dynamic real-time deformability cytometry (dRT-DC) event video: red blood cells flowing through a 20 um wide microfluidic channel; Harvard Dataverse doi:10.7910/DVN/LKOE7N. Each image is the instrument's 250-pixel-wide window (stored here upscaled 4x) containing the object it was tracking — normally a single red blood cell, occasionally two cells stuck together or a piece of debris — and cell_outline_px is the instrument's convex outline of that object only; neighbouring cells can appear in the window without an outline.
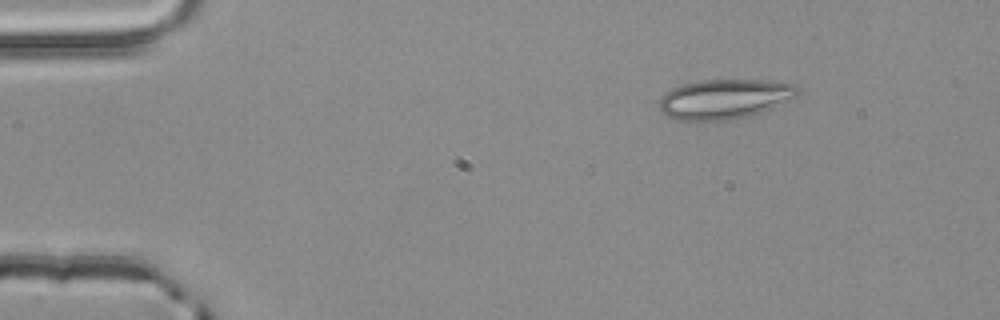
{"species": "common noctule bat (a hibernating species)", "species_latin": "Nyctalus noctula", "temperature_condition": "room temperature", "stored_images_in_passage": 2, "camera_frame_rate_fps": 3000, "um_per_image_px": 0.085, "animal": {"sex": "male", "body_mass_g": 20.4}, "frame": {"image": 1, "passage_image": 1, "time_ms": 0.0, "image_size_px": [1000, 320], "cell_outline_px": [[800, 92], [796, 96], [772, 108], [736, 120], [676, 120], [660, 112], [660, 96], [672, 88], [684, 84], [700, 80], [764, 80], [792, 84]], "centroid_in_image_um": [61.55, 8.42], "position_along_channel_um": 23.5, "area_um2": 31.91}}